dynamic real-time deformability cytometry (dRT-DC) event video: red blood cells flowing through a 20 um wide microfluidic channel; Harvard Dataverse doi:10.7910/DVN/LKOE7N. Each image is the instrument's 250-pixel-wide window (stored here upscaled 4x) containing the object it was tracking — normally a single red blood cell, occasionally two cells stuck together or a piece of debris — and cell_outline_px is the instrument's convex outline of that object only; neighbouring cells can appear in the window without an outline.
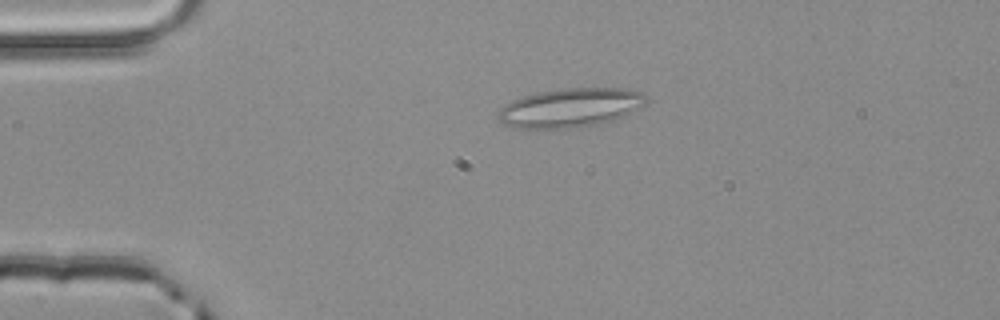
{"species": "common noctule bat (a hibernating species)", "species_latin": "Nyctalus noctula", "temperature_condition": "room temperature", "stored_images_in_passage": 3, "camera_frame_rate_fps": 3000, "um_per_image_px": 0.085, "animal": {"sex": "male", "body_mass_g": 20.4}, "frame": {"image": 1, "passage_image": 2, "time_ms": 0.333, "image_size_px": [1000, 320], "cell_outline_px": [[648, 100], [640, 108], [616, 120], [604, 124], [580, 128], [552, 132], [536, 132], [512, 128], [504, 124], [496, 116], [500, 108], [504, 104], [512, 100], [524, 96], [540, 92], [564, 88], [624, 88], [644, 92]], "centroid_in_image_um": [48.45, 9.23], "position_along_channel_um": 36.6, "area_um2": 35.43}}